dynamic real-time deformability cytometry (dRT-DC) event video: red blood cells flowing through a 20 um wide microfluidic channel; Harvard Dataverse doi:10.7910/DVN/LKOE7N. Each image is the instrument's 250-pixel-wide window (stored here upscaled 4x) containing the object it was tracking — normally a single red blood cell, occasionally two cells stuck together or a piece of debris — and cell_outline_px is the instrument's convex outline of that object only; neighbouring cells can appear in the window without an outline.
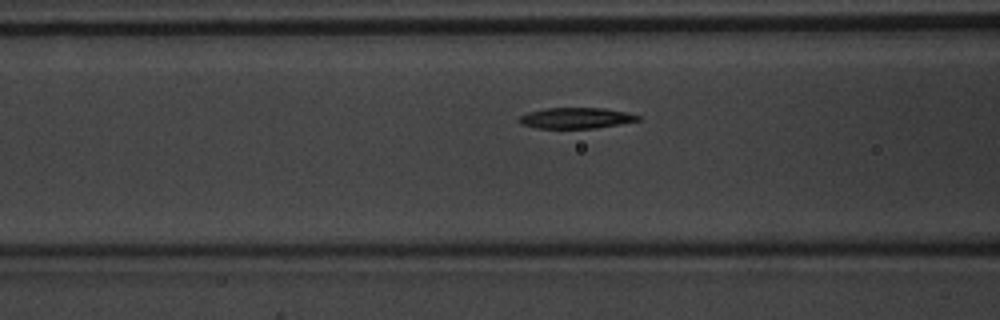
{"species": "common noctule bat (a hibernating species)", "species_latin": "Nyctalus noctula", "temperature_condition": "warm", "stored_images_in_passage": 29, "segment_of_instrument_passage": [1, 2], "camera_frame_rate_fps": 3000, "um_per_image_px": 0.085, "animal": {"sex": "male", "body_mass_g": 20.1, "forearm_length_mm": 53.5}, "frame": {"image": 1, "passage_image": 4, "time_ms": 1.0, "image_size_px": [1000, 320], "cell_outline_px": [[644, 120], [596, 128], [536, 128], [520, 124], [520, 116], [528, 112], [544, 108], [604, 108], [628, 112], [640, 116]], "centroid_in_image_um": [49.02, 10.03], "position_along_channel_um": 117.6, "area_um2": 14.57}}
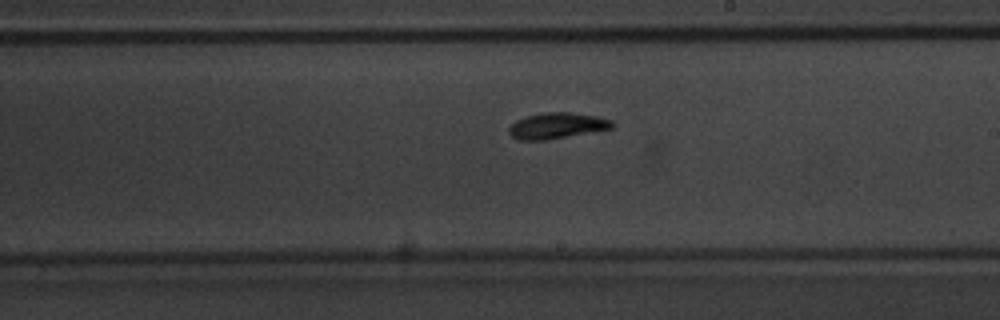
{"frame": {"image": 2, "passage_image": 13, "time_ms": 4.0, "image_size_px": [1000, 320], "cell_outline_px": [[612, 128], [544, 140], [520, 140], [512, 136], [508, 132], [508, 128], [516, 120], [524, 116], [544, 112], [568, 112], [596, 116], [612, 120]], "centroid_in_image_um": [47.28, 10.67], "position_along_channel_um": 241.7, "area_um2": 15.37}}
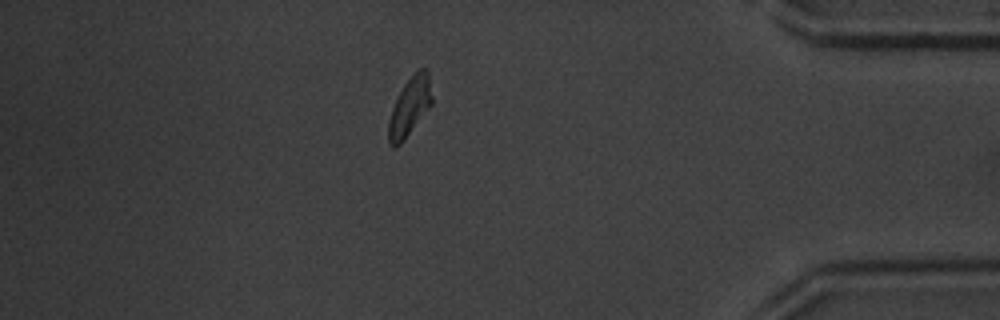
{"frame": {"image": 3, "passage_image": 27, "time_ms": 8.667, "image_size_px": [1000, 320], "cell_outline_px": [[432, 104], [404, 140], [396, 148], [392, 148], [388, 144], [388, 120], [392, 108], [404, 84], [420, 68], [428, 68], [432, 96]], "centroid_in_image_um": [34.82, 9.1], "position_along_channel_um": 400.4, "area_um2": 14.8}}